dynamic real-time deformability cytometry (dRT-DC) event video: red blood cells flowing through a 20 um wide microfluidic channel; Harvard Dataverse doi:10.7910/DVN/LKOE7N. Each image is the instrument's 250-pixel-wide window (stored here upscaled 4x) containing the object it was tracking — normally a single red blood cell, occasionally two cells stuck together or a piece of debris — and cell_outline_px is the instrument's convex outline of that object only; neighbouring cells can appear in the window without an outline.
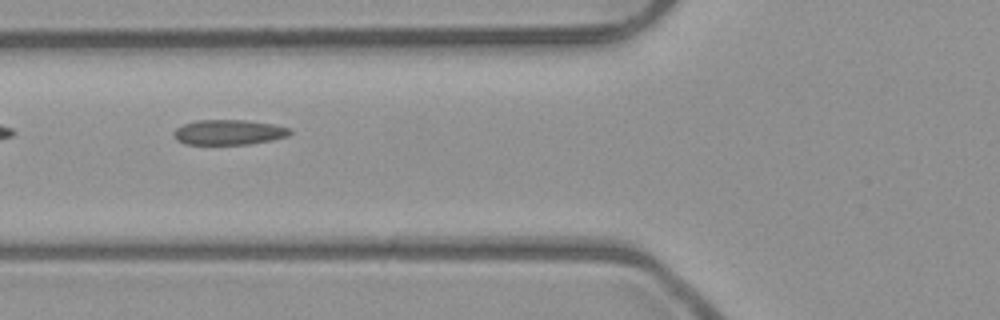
{"species": "common noctule bat (a hibernating species)", "species_latin": "Nyctalus noctula", "temperature_condition": "room temperature", "stored_images_in_passage": 7, "camera_frame_rate_fps": 3000, "um_per_image_px": 0.085, "animal": {"sex": "male", "body_mass_g": 23.1, "forearm_length_mm": 52.7}, "frame": {"image": 1, "passage_image": 4, "time_ms": 1.0, "image_size_px": [1000, 320], "cell_outline_px": [[292, 132], [288, 136], [272, 140], [248, 144], [184, 144], [176, 140], [172, 132], [176, 128], [184, 124], [196, 120], [244, 120], [272, 124], [292, 128]], "centroid_in_image_um": [19.44, 11.24], "position_along_channel_um": 106.4, "area_um2": 17.05}}
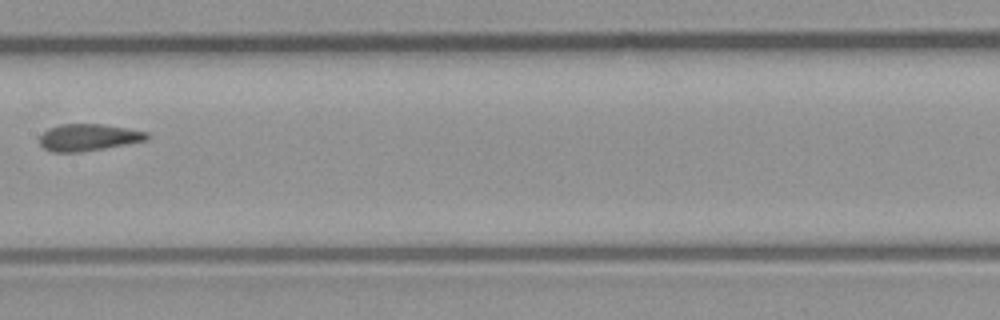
{"frame": {"image": 2, "passage_image": 6, "time_ms": 1.667, "image_size_px": [1000, 320], "cell_outline_px": [[152, 136], [148, 140], [104, 148], [80, 152], [52, 152], [44, 148], [40, 144], [40, 136], [48, 128], [60, 124], [100, 124], [128, 128], [148, 132]], "centroid_in_image_um": [7.54, 11.67], "position_along_channel_um": 199.9, "area_um2": 16.88}}
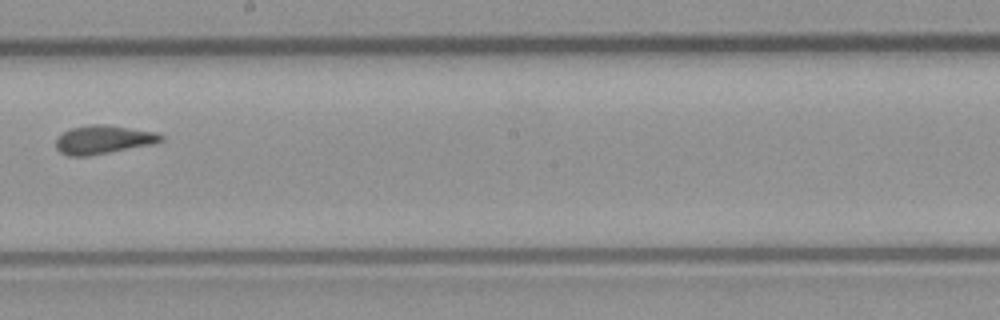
{"frame": {"image": 3, "passage_image": 7, "time_ms": 2.0, "image_size_px": [1000, 320], "cell_outline_px": [[164, 140], [152, 144], [88, 156], [68, 156], [60, 152], [56, 148], [56, 140], [64, 132], [72, 128], [92, 124], [104, 124], [156, 132], [164, 136]], "centroid_in_image_um": [8.79, 11.87], "position_along_channel_um": 239.4, "area_um2": 17.28}}